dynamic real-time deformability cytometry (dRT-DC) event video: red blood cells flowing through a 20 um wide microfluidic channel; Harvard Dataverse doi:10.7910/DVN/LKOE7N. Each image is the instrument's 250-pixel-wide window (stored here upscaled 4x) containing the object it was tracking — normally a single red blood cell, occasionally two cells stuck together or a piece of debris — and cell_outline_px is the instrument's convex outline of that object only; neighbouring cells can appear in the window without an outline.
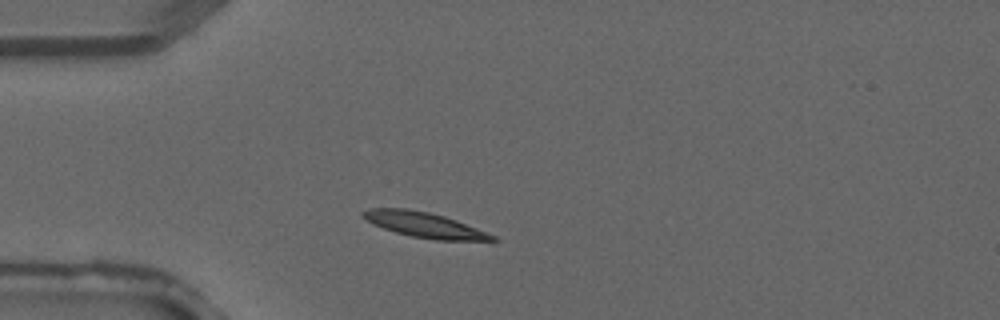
{"species": "common noctule bat (a hibernating species)", "species_latin": "Nyctalus noctula", "temperature_condition": "warm", "stored_images_in_passage": 4, "segment_of_instrument_passage": [2, 2], "camera_frame_rate_fps": 3000, "um_per_image_px": 0.085, "animal": {"sex": "male", "forearm_length_mm": 52.5}, "frame": {"image": 1, "passage_image": 4, "time_ms": 1.0, "image_size_px": [1000, 320], "cell_outline_px": [[500, 240], [436, 240], [412, 236], [396, 232], [372, 224], [360, 216], [360, 212], [368, 208], [408, 208], [428, 212], [444, 216], [456, 220], [496, 236]], "centroid_in_image_um": [36.01, 19.1], "position_along_channel_um": 49.0, "area_um2": 18.9}}